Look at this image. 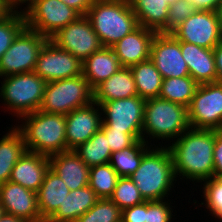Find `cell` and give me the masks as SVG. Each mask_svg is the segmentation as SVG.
I'll return each instance as SVG.
<instances>
[{
	"label": "cell",
	"instance_id": "obj_40",
	"mask_svg": "<svg viewBox=\"0 0 222 222\" xmlns=\"http://www.w3.org/2000/svg\"><path fill=\"white\" fill-rule=\"evenodd\" d=\"M213 162H214V176L222 177V130H215Z\"/></svg>",
	"mask_w": 222,
	"mask_h": 222
},
{
	"label": "cell",
	"instance_id": "obj_27",
	"mask_svg": "<svg viewBox=\"0 0 222 222\" xmlns=\"http://www.w3.org/2000/svg\"><path fill=\"white\" fill-rule=\"evenodd\" d=\"M26 151L21 132L11 126L0 139V184L9 181L13 167Z\"/></svg>",
	"mask_w": 222,
	"mask_h": 222
},
{
	"label": "cell",
	"instance_id": "obj_24",
	"mask_svg": "<svg viewBox=\"0 0 222 222\" xmlns=\"http://www.w3.org/2000/svg\"><path fill=\"white\" fill-rule=\"evenodd\" d=\"M122 68L112 47H102L82 63V75L94 89Z\"/></svg>",
	"mask_w": 222,
	"mask_h": 222
},
{
	"label": "cell",
	"instance_id": "obj_30",
	"mask_svg": "<svg viewBox=\"0 0 222 222\" xmlns=\"http://www.w3.org/2000/svg\"><path fill=\"white\" fill-rule=\"evenodd\" d=\"M199 84L191 77L163 79L159 98L189 107Z\"/></svg>",
	"mask_w": 222,
	"mask_h": 222
},
{
	"label": "cell",
	"instance_id": "obj_28",
	"mask_svg": "<svg viewBox=\"0 0 222 222\" xmlns=\"http://www.w3.org/2000/svg\"><path fill=\"white\" fill-rule=\"evenodd\" d=\"M130 69L140 98L148 100L159 97L163 77L150 59L133 65Z\"/></svg>",
	"mask_w": 222,
	"mask_h": 222
},
{
	"label": "cell",
	"instance_id": "obj_22",
	"mask_svg": "<svg viewBox=\"0 0 222 222\" xmlns=\"http://www.w3.org/2000/svg\"><path fill=\"white\" fill-rule=\"evenodd\" d=\"M69 193L67 185L57 173L49 168L37 192L38 210L44 222H47L56 213Z\"/></svg>",
	"mask_w": 222,
	"mask_h": 222
},
{
	"label": "cell",
	"instance_id": "obj_50",
	"mask_svg": "<svg viewBox=\"0 0 222 222\" xmlns=\"http://www.w3.org/2000/svg\"><path fill=\"white\" fill-rule=\"evenodd\" d=\"M3 214H4L3 206L0 203V218L2 217Z\"/></svg>",
	"mask_w": 222,
	"mask_h": 222
},
{
	"label": "cell",
	"instance_id": "obj_49",
	"mask_svg": "<svg viewBox=\"0 0 222 222\" xmlns=\"http://www.w3.org/2000/svg\"><path fill=\"white\" fill-rule=\"evenodd\" d=\"M214 218L222 221V209L214 216Z\"/></svg>",
	"mask_w": 222,
	"mask_h": 222
},
{
	"label": "cell",
	"instance_id": "obj_18",
	"mask_svg": "<svg viewBox=\"0 0 222 222\" xmlns=\"http://www.w3.org/2000/svg\"><path fill=\"white\" fill-rule=\"evenodd\" d=\"M154 30L138 26L112 46L122 67L130 68L140 62L149 60Z\"/></svg>",
	"mask_w": 222,
	"mask_h": 222
},
{
	"label": "cell",
	"instance_id": "obj_29",
	"mask_svg": "<svg viewBox=\"0 0 222 222\" xmlns=\"http://www.w3.org/2000/svg\"><path fill=\"white\" fill-rule=\"evenodd\" d=\"M152 147V144L144 140H137L132 146L112 152L109 164L120 177H129L140 166L143 156Z\"/></svg>",
	"mask_w": 222,
	"mask_h": 222
},
{
	"label": "cell",
	"instance_id": "obj_44",
	"mask_svg": "<svg viewBox=\"0 0 222 222\" xmlns=\"http://www.w3.org/2000/svg\"><path fill=\"white\" fill-rule=\"evenodd\" d=\"M213 54L215 59L216 72H217L216 82L222 83V42L218 43L213 48Z\"/></svg>",
	"mask_w": 222,
	"mask_h": 222
},
{
	"label": "cell",
	"instance_id": "obj_13",
	"mask_svg": "<svg viewBox=\"0 0 222 222\" xmlns=\"http://www.w3.org/2000/svg\"><path fill=\"white\" fill-rule=\"evenodd\" d=\"M171 34L179 41L208 49L222 42L217 11H195Z\"/></svg>",
	"mask_w": 222,
	"mask_h": 222
},
{
	"label": "cell",
	"instance_id": "obj_37",
	"mask_svg": "<svg viewBox=\"0 0 222 222\" xmlns=\"http://www.w3.org/2000/svg\"><path fill=\"white\" fill-rule=\"evenodd\" d=\"M203 199L201 205L209 209L210 214L215 216L222 209V177L213 176L210 179L203 181Z\"/></svg>",
	"mask_w": 222,
	"mask_h": 222
},
{
	"label": "cell",
	"instance_id": "obj_43",
	"mask_svg": "<svg viewBox=\"0 0 222 222\" xmlns=\"http://www.w3.org/2000/svg\"><path fill=\"white\" fill-rule=\"evenodd\" d=\"M67 6L76 10L80 15H86L94 0H61Z\"/></svg>",
	"mask_w": 222,
	"mask_h": 222
},
{
	"label": "cell",
	"instance_id": "obj_34",
	"mask_svg": "<svg viewBox=\"0 0 222 222\" xmlns=\"http://www.w3.org/2000/svg\"><path fill=\"white\" fill-rule=\"evenodd\" d=\"M74 222H122V210L110 198H103Z\"/></svg>",
	"mask_w": 222,
	"mask_h": 222
},
{
	"label": "cell",
	"instance_id": "obj_5",
	"mask_svg": "<svg viewBox=\"0 0 222 222\" xmlns=\"http://www.w3.org/2000/svg\"><path fill=\"white\" fill-rule=\"evenodd\" d=\"M188 128L190 124L187 107L159 97L146 100L142 127V140L145 142L148 143V137L156 138V141H173Z\"/></svg>",
	"mask_w": 222,
	"mask_h": 222
},
{
	"label": "cell",
	"instance_id": "obj_48",
	"mask_svg": "<svg viewBox=\"0 0 222 222\" xmlns=\"http://www.w3.org/2000/svg\"><path fill=\"white\" fill-rule=\"evenodd\" d=\"M217 13H218L219 22H220V26H221V30H222V2L218 7Z\"/></svg>",
	"mask_w": 222,
	"mask_h": 222
},
{
	"label": "cell",
	"instance_id": "obj_31",
	"mask_svg": "<svg viewBox=\"0 0 222 222\" xmlns=\"http://www.w3.org/2000/svg\"><path fill=\"white\" fill-rule=\"evenodd\" d=\"M74 152L88 167L109 163L112 154L105 133L101 129L74 149Z\"/></svg>",
	"mask_w": 222,
	"mask_h": 222
},
{
	"label": "cell",
	"instance_id": "obj_42",
	"mask_svg": "<svg viewBox=\"0 0 222 222\" xmlns=\"http://www.w3.org/2000/svg\"><path fill=\"white\" fill-rule=\"evenodd\" d=\"M196 11H217L222 0H186Z\"/></svg>",
	"mask_w": 222,
	"mask_h": 222
},
{
	"label": "cell",
	"instance_id": "obj_1",
	"mask_svg": "<svg viewBox=\"0 0 222 222\" xmlns=\"http://www.w3.org/2000/svg\"><path fill=\"white\" fill-rule=\"evenodd\" d=\"M214 145L215 130L191 127L171 144L164 145L171 152L176 178L199 183L212 178Z\"/></svg>",
	"mask_w": 222,
	"mask_h": 222
},
{
	"label": "cell",
	"instance_id": "obj_26",
	"mask_svg": "<svg viewBox=\"0 0 222 222\" xmlns=\"http://www.w3.org/2000/svg\"><path fill=\"white\" fill-rule=\"evenodd\" d=\"M140 26L159 33L167 24L170 4L166 0H129Z\"/></svg>",
	"mask_w": 222,
	"mask_h": 222
},
{
	"label": "cell",
	"instance_id": "obj_12",
	"mask_svg": "<svg viewBox=\"0 0 222 222\" xmlns=\"http://www.w3.org/2000/svg\"><path fill=\"white\" fill-rule=\"evenodd\" d=\"M58 48L70 52L82 63L103 47L86 15L79 16L49 38Z\"/></svg>",
	"mask_w": 222,
	"mask_h": 222
},
{
	"label": "cell",
	"instance_id": "obj_21",
	"mask_svg": "<svg viewBox=\"0 0 222 222\" xmlns=\"http://www.w3.org/2000/svg\"><path fill=\"white\" fill-rule=\"evenodd\" d=\"M180 48L189 74L198 84L216 82L217 72L213 49L182 41H180Z\"/></svg>",
	"mask_w": 222,
	"mask_h": 222
},
{
	"label": "cell",
	"instance_id": "obj_32",
	"mask_svg": "<svg viewBox=\"0 0 222 222\" xmlns=\"http://www.w3.org/2000/svg\"><path fill=\"white\" fill-rule=\"evenodd\" d=\"M120 176L109 163L90 167L89 187L100 199L110 198Z\"/></svg>",
	"mask_w": 222,
	"mask_h": 222
},
{
	"label": "cell",
	"instance_id": "obj_3",
	"mask_svg": "<svg viewBox=\"0 0 222 222\" xmlns=\"http://www.w3.org/2000/svg\"><path fill=\"white\" fill-rule=\"evenodd\" d=\"M20 120L24 122L15 127L21 132L27 151L46 156L67 151L65 115L37 110Z\"/></svg>",
	"mask_w": 222,
	"mask_h": 222
},
{
	"label": "cell",
	"instance_id": "obj_38",
	"mask_svg": "<svg viewBox=\"0 0 222 222\" xmlns=\"http://www.w3.org/2000/svg\"><path fill=\"white\" fill-rule=\"evenodd\" d=\"M171 202L163 200L145 201V222H171Z\"/></svg>",
	"mask_w": 222,
	"mask_h": 222
},
{
	"label": "cell",
	"instance_id": "obj_36",
	"mask_svg": "<svg viewBox=\"0 0 222 222\" xmlns=\"http://www.w3.org/2000/svg\"><path fill=\"white\" fill-rule=\"evenodd\" d=\"M195 11L186 0H174L169 6L167 24L159 33L171 34Z\"/></svg>",
	"mask_w": 222,
	"mask_h": 222
},
{
	"label": "cell",
	"instance_id": "obj_20",
	"mask_svg": "<svg viewBox=\"0 0 222 222\" xmlns=\"http://www.w3.org/2000/svg\"><path fill=\"white\" fill-rule=\"evenodd\" d=\"M49 160L50 168L58 174L70 191L89 185L90 167L74 150L51 155Z\"/></svg>",
	"mask_w": 222,
	"mask_h": 222
},
{
	"label": "cell",
	"instance_id": "obj_17",
	"mask_svg": "<svg viewBox=\"0 0 222 222\" xmlns=\"http://www.w3.org/2000/svg\"><path fill=\"white\" fill-rule=\"evenodd\" d=\"M0 203L4 213L27 222H44L38 210L37 193L20 184L11 181L0 184Z\"/></svg>",
	"mask_w": 222,
	"mask_h": 222
},
{
	"label": "cell",
	"instance_id": "obj_6",
	"mask_svg": "<svg viewBox=\"0 0 222 222\" xmlns=\"http://www.w3.org/2000/svg\"><path fill=\"white\" fill-rule=\"evenodd\" d=\"M2 79L0 98L8 111L20 119L39 110L46 82L34 71L8 75Z\"/></svg>",
	"mask_w": 222,
	"mask_h": 222
},
{
	"label": "cell",
	"instance_id": "obj_51",
	"mask_svg": "<svg viewBox=\"0 0 222 222\" xmlns=\"http://www.w3.org/2000/svg\"><path fill=\"white\" fill-rule=\"evenodd\" d=\"M169 4H171L174 0H166Z\"/></svg>",
	"mask_w": 222,
	"mask_h": 222
},
{
	"label": "cell",
	"instance_id": "obj_8",
	"mask_svg": "<svg viewBox=\"0 0 222 222\" xmlns=\"http://www.w3.org/2000/svg\"><path fill=\"white\" fill-rule=\"evenodd\" d=\"M25 5L26 27L47 38L81 16L61 0H29Z\"/></svg>",
	"mask_w": 222,
	"mask_h": 222
},
{
	"label": "cell",
	"instance_id": "obj_7",
	"mask_svg": "<svg viewBox=\"0 0 222 222\" xmlns=\"http://www.w3.org/2000/svg\"><path fill=\"white\" fill-rule=\"evenodd\" d=\"M93 102V89L83 76L46 82L41 106L42 112L67 115Z\"/></svg>",
	"mask_w": 222,
	"mask_h": 222
},
{
	"label": "cell",
	"instance_id": "obj_47",
	"mask_svg": "<svg viewBox=\"0 0 222 222\" xmlns=\"http://www.w3.org/2000/svg\"><path fill=\"white\" fill-rule=\"evenodd\" d=\"M15 8L21 7L20 5L28 2L29 0H10ZM19 6V7H18Z\"/></svg>",
	"mask_w": 222,
	"mask_h": 222
},
{
	"label": "cell",
	"instance_id": "obj_10",
	"mask_svg": "<svg viewBox=\"0 0 222 222\" xmlns=\"http://www.w3.org/2000/svg\"><path fill=\"white\" fill-rule=\"evenodd\" d=\"M191 128L222 130V83L199 84L188 107Z\"/></svg>",
	"mask_w": 222,
	"mask_h": 222
},
{
	"label": "cell",
	"instance_id": "obj_25",
	"mask_svg": "<svg viewBox=\"0 0 222 222\" xmlns=\"http://www.w3.org/2000/svg\"><path fill=\"white\" fill-rule=\"evenodd\" d=\"M100 198L89 185L70 191L63 204L47 222H74L94 206Z\"/></svg>",
	"mask_w": 222,
	"mask_h": 222
},
{
	"label": "cell",
	"instance_id": "obj_41",
	"mask_svg": "<svg viewBox=\"0 0 222 222\" xmlns=\"http://www.w3.org/2000/svg\"><path fill=\"white\" fill-rule=\"evenodd\" d=\"M122 222H145V201L122 210Z\"/></svg>",
	"mask_w": 222,
	"mask_h": 222
},
{
	"label": "cell",
	"instance_id": "obj_45",
	"mask_svg": "<svg viewBox=\"0 0 222 222\" xmlns=\"http://www.w3.org/2000/svg\"><path fill=\"white\" fill-rule=\"evenodd\" d=\"M15 7L10 0H0V21L8 16Z\"/></svg>",
	"mask_w": 222,
	"mask_h": 222
},
{
	"label": "cell",
	"instance_id": "obj_15",
	"mask_svg": "<svg viewBox=\"0 0 222 222\" xmlns=\"http://www.w3.org/2000/svg\"><path fill=\"white\" fill-rule=\"evenodd\" d=\"M149 59L155 64L163 79L190 76L182 56L180 41L172 34H155Z\"/></svg>",
	"mask_w": 222,
	"mask_h": 222
},
{
	"label": "cell",
	"instance_id": "obj_23",
	"mask_svg": "<svg viewBox=\"0 0 222 222\" xmlns=\"http://www.w3.org/2000/svg\"><path fill=\"white\" fill-rule=\"evenodd\" d=\"M133 96H138L136 84L131 69L127 67H122L93 89V101L97 104Z\"/></svg>",
	"mask_w": 222,
	"mask_h": 222
},
{
	"label": "cell",
	"instance_id": "obj_33",
	"mask_svg": "<svg viewBox=\"0 0 222 222\" xmlns=\"http://www.w3.org/2000/svg\"><path fill=\"white\" fill-rule=\"evenodd\" d=\"M26 27L23 10L15 8L0 21V60L18 34Z\"/></svg>",
	"mask_w": 222,
	"mask_h": 222
},
{
	"label": "cell",
	"instance_id": "obj_35",
	"mask_svg": "<svg viewBox=\"0 0 222 222\" xmlns=\"http://www.w3.org/2000/svg\"><path fill=\"white\" fill-rule=\"evenodd\" d=\"M110 199L121 209L143 203L139 189L130 177H120Z\"/></svg>",
	"mask_w": 222,
	"mask_h": 222
},
{
	"label": "cell",
	"instance_id": "obj_19",
	"mask_svg": "<svg viewBox=\"0 0 222 222\" xmlns=\"http://www.w3.org/2000/svg\"><path fill=\"white\" fill-rule=\"evenodd\" d=\"M49 168V156L26 151L13 167L9 181L37 193Z\"/></svg>",
	"mask_w": 222,
	"mask_h": 222
},
{
	"label": "cell",
	"instance_id": "obj_46",
	"mask_svg": "<svg viewBox=\"0 0 222 222\" xmlns=\"http://www.w3.org/2000/svg\"><path fill=\"white\" fill-rule=\"evenodd\" d=\"M0 222H27V221L21 218H18L17 216L4 213L2 217L0 218Z\"/></svg>",
	"mask_w": 222,
	"mask_h": 222
},
{
	"label": "cell",
	"instance_id": "obj_9",
	"mask_svg": "<svg viewBox=\"0 0 222 222\" xmlns=\"http://www.w3.org/2000/svg\"><path fill=\"white\" fill-rule=\"evenodd\" d=\"M49 38L25 27L0 60V78L33 72L38 55Z\"/></svg>",
	"mask_w": 222,
	"mask_h": 222
},
{
	"label": "cell",
	"instance_id": "obj_2",
	"mask_svg": "<svg viewBox=\"0 0 222 222\" xmlns=\"http://www.w3.org/2000/svg\"><path fill=\"white\" fill-rule=\"evenodd\" d=\"M159 146L151 148L129 176L145 201L166 199L177 181L169 148Z\"/></svg>",
	"mask_w": 222,
	"mask_h": 222
},
{
	"label": "cell",
	"instance_id": "obj_11",
	"mask_svg": "<svg viewBox=\"0 0 222 222\" xmlns=\"http://www.w3.org/2000/svg\"><path fill=\"white\" fill-rule=\"evenodd\" d=\"M145 102L139 96L102 102L99 104L103 116L101 129L142 136Z\"/></svg>",
	"mask_w": 222,
	"mask_h": 222
},
{
	"label": "cell",
	"instance_id": "obj_4",
	"mask_svg": "<svg viewBox=\"0 0 222 222\" xmlns=\"http://www.w3.org/2000/svg\"><path fill=\"white\" fill-rule=\"evenodd\" d=\"M86 16L103 47H112L139 26L129 0H94Z\"/></svg>",
	"mask_w": 222,
	"mask_h": 222
},
{
	"label": "cell",
	"instance_id": "obj_39",
	"mask_svg": "<svg viewBox=\"0 0 222 222\" xmlns=\"http://www.w3.org/2000/svg\"><path fill=\"white\" fill-rule=\"evenodd\" d=\"M107 138L111 152L121 151L124 148L132 146L137 140H142L140 134H127L124 131L114 129H101Z\"/></svg>",
	"mask_w": 222,
	"mask_h": 222
},
{
	"label": "cell",
	"instance_id": "obj_16",
	"mask_svg": "<svg viewBox=\"0 0 222 222\" xmlns=\"http://www.w3.org/2000/svg\"><path fill=\"white\" fill-rule=\"evenodd\" d=\"M67 151L74 150L101 129L102 113L94 101L65 115Z\"/></svg>",
	"mask_w": 222,
	"mask_h": 222
},
{
	"label": "cell",
	"instance_id": "obj_14",
	"mask_svg": "<svg viewBox=\"0 0 222 222\" xmlns=\"http://www.w3.org/2000/svg\"><path fill=\"white\" fill-rule=\"evenodd\" d=\"M34 72L45 82L72 78L82 75V62L48 40L38 55Z\"/></svg>",
	"mask_w": 222,
	"mask_h": 222
}]
</instances>
